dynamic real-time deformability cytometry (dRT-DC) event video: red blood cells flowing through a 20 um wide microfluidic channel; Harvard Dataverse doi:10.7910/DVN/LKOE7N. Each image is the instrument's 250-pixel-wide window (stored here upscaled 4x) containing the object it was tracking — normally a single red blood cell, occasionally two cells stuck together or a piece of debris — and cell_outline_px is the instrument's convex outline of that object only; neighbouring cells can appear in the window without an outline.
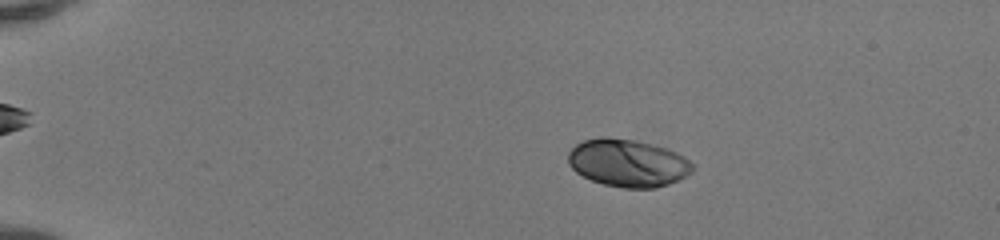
{"species": "human", "species_latin": "Homo sapiens", "temperature_condition": "room temperature", "stored_images_in_passage": 51, "camera_frame_rate_fps": 3000, "um_per_image_px": 0.085, "donor": {"sex": "female"}, "frame": {"image": 1, "passage_image": 11, "time_ms": 3.333, "image_size_px": [1000, 240], "cell_outline_px": [[696, 168], [692, 172], [668, 184], [656, 188], [624, 188], [604, 184], [592, 180], [576, 172], [568, 164], [568, 152], [576, 144], [584, 140], [600, 136], [608, 136], [632, 140], [652, 144], [668, 148], [684, 156], [696, 164]], "centroid_in_image_um": [53.38, 13.84], "position_along_channel_um": 31.6, "area_um2": 34.74}}
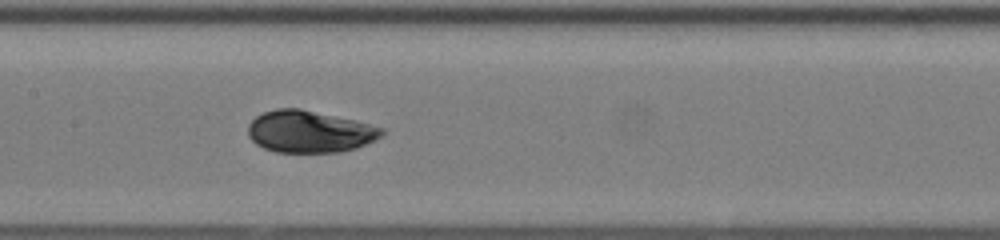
{"frame": {"image": 2, "passage_image": 28, "time_ms": 9.0, "image_size_px": [1000, 240], "cell_outline_px": [[384, 136], [376, 140], [356, 148], [340, 152], [276, 152], [264, 148], [256, 144], [248, 136], [248, 124], [256, 116], [264, 112], [276, 108], [300, 108], [356, 120], [384, 128]], "centroid_in_image_um": [26.33, 11.18], "position_along_channel_um": 181.1, "area_um2": 32.95}}
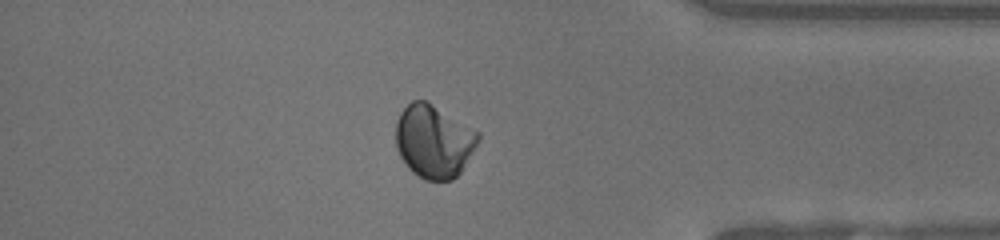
{"frame": {"image": 3, "passage_image": 45, "time_ms": 14.667, "image_size_px": [1000, 240], "cell_outline_px": [[480, 140], [460, 172], [452, 180], [428, 180], [412, 172], [408, 168], [400, 156], [396, 148], [396, 120], [400, 112], [412, 100], [428, 100], [480, 132]], "centroid_in_image_um": [36.87, 11.97], "position_along_channel_um": 398.3, "area_um2": 35.26}, "authors_computed_cell_mechanics": {"area_um2": 33.6396, "velocity_mm_per_s": 4.1424, "shape_relaxation_time_tau1_ms": 3.525, "shape_relaxation_time_tau2_ms": null, "deformation_change_tau1": 0.1163, "deformation_change_tau2": null}}